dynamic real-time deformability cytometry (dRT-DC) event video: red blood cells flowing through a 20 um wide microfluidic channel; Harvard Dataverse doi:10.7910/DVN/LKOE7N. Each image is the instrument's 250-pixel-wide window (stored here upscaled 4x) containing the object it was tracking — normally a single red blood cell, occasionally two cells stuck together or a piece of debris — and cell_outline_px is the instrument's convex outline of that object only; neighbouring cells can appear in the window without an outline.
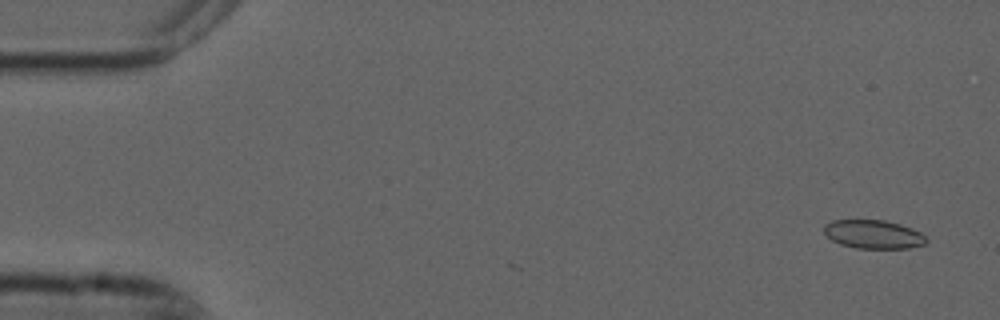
{"species": "common noctule bat (a hibernating species)", "species_latin": "Nyctalus noctula", "temperature_condition": "cold", "stored_images_in_passage": 9, "camera_frame_rate_fps": 3000, "um_per_image_px": 0.085, "animal": {"sex": "male", "forearm_length_mm": 52.5}, "frame": {"image": 1, "passage_image": 1, "time_ms": 0.0, "image_size_px": [1000, 320], "cell_outline_px": [[928, 240], [924, 244], [908, 248], [856, 248], [840, 244], [832, 240], [824, 232], [824, 224], [832, 220], [884, 220], [900, 224], [912, 228], [920, 232]], "centroid_in_image_um": [74.23, 19.91], "position_along_channel_um": 10.8, "area_um2": 16.99}}
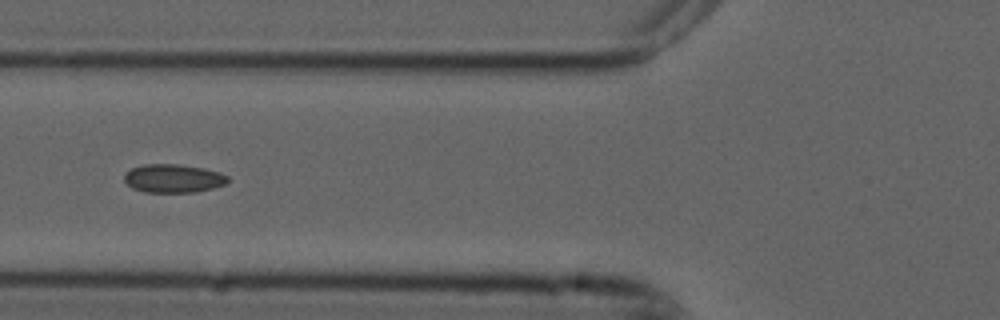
{"frame": {"image": 2, "passage_image": 6, "time_ms": 1.667, "image_size_px": [1000, 320], "cell_outline_px": [[228, 180], [224, 184], [212, 188], [196, 192], [144, 192], [132, 188], [124, 180], [124, 172], [132, 168], [144, 164], [176, 164], [204, 168], [220, 172], [228, 176]], "centroid_in_image_um": [14.7, 15.16], "position_along_channel_um": 111.1, "area_um2": 17.17}}
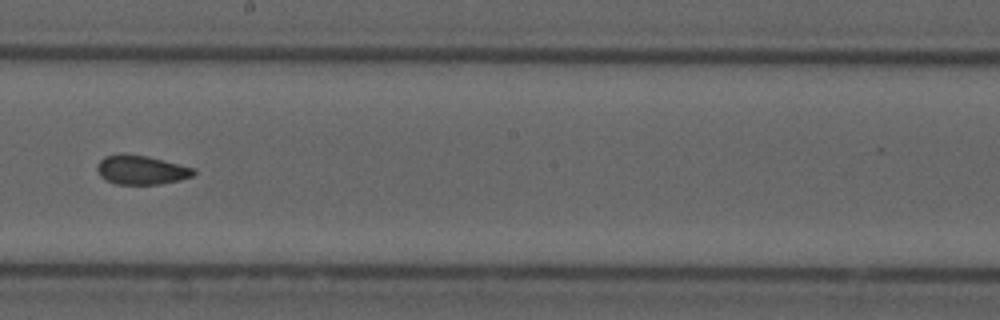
{"frame": {"image": 3, "passage_image": 9, "time_ms": 2.667, "image_size_px": [1000, 320], "cell_outline_px": [[196, 172], [192, 176], [180, 180], [156, 184], [116, 184], [100, 176], [96, 168], [96, 164], [104, 156], [120, 152], [148, 156], [196, 168]], "centroid_in_image_um": [11.99, 14.41], "position_along_channel_um": 236.2, "area_um2": 16.59}}